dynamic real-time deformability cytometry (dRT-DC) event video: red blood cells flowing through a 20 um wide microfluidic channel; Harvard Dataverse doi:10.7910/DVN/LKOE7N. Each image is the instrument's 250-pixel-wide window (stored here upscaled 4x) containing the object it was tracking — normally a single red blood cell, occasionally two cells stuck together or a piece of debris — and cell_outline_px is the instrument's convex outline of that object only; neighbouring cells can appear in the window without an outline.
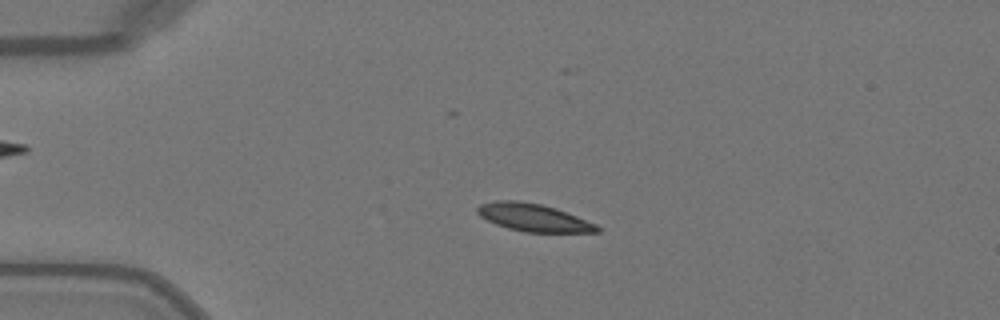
{"species": "Egyptian fruit bat (a non-hibernating species)", "species_latin": "Rousettus aegyptiacus", "temperature_condition": "warm", "stored_images_in_passage": 51, "camera_frame_rate_fps": 3000, "um_per_image_px": 0.085, "animal": {"sex": "female"}, "frame": {"image": 1, "passage_image": 12, "time_ms": 3.667, "image_size_px": [1000, 320], "cell_outline_px": [[600, 232], [524, 232], [508, 228], [496, 224], [480, 216], [476, 212], [476, 208], [480, 204], [496, 200], [516, 200], [540, 204], [556, 208], [596, 224], [600, 228]], "centroid_in_image_um": [45.32, 18.49], "position_along_channel_um": 39.7, "area_um2": 19.19}}
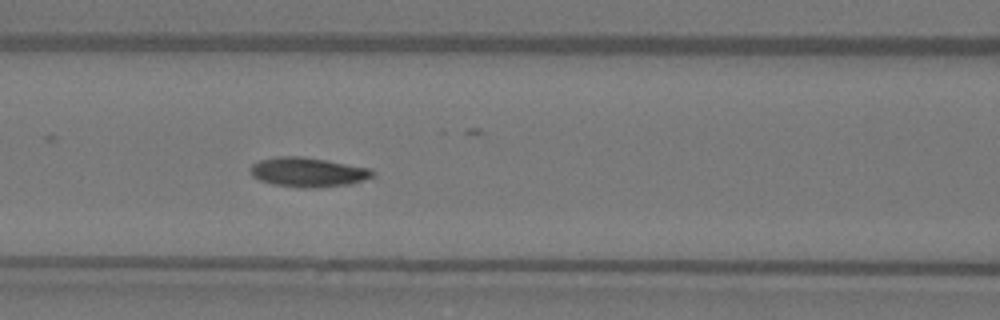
{"frame": {"image": 2, "passage_image": 22, "time_ms": 7.0, "image_size_px": [1000, 320], "cell_outline_px": [[376, 176], [352, 184], [316, 188], [300, 188], [272, 184], [260, 180], [252, 176], [248, 168], [252, 164], [260, 160], [276, 156], [300, 156], [372, 168], [376, 172]], "centroid_in_image_um": [26.2, 14.64], "position_along_channel_um": 140.4, "area_um2": 21.33}}
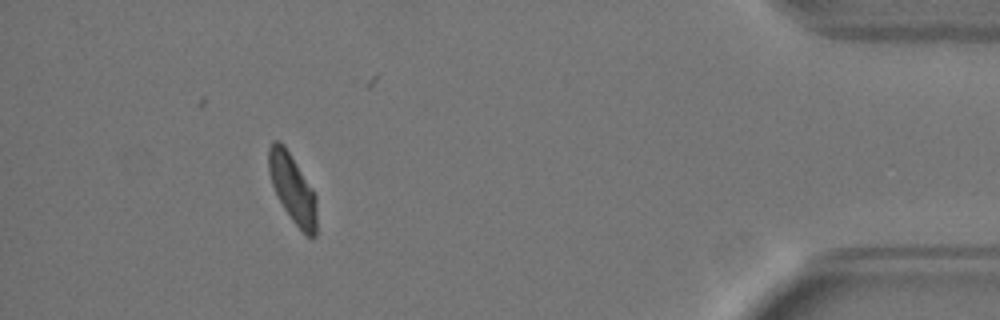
{"frame": {"image": 3, "passage_image": 46, "time_ms": 15.0, "image_size_px": [1000, 320], "cell_outline_px": [[316, 236], [308, 236], [292, 220], [284, 208], [272, 184], [268, 172], [268, 148], [272, 140], [276, 140], [284, 144], [312, 188], [316, 196]], "centroid_in_image_um": [24.85, 15.97], "position_along_channel_um": 410.4, "area_um2": 18.96}, "authors_computed_cell_mechanics": {"area_um2": 19.5942, "velocity_mm_per_s": 4.0447, "shape_relaxation_time_tau1_ms": 2.7526, "shape_relaxation_time_tau2_ms": 6.4627, "deformation_change_tau1": 0.1411, "deformation_change_tau2": 0.0981}}